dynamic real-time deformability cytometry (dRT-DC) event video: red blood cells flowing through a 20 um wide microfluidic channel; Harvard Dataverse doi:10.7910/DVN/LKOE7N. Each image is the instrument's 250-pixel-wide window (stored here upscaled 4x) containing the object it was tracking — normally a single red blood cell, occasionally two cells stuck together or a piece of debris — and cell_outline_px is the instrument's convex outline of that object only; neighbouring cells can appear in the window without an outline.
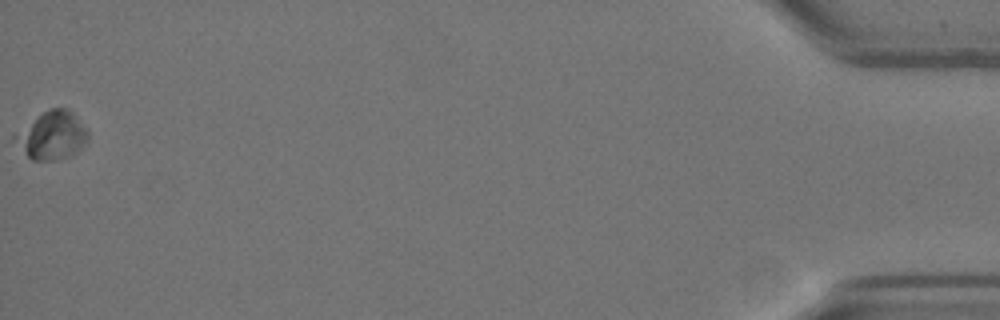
{"species": "Egyptian fruit bat (a non-hibernating species)", "species_latin": "Rousettus aegyptiacus", "temperature_condition": "warm", "stored_images_in_passage": 40, "camera_frame_rate_fps": 3000, "um_per_image_px": 0.085, "animal": {"sex": "female"}, "frame": {"image": 1, "passage_image": 40, "time_ms": 13.0, "image_size_px": [1000, 320], "cell_outline_px": [[88, 140], [76, 152], [68, 156], [48, 160], [32, 160], [12, 140], [12, 136], [48, 108], [68, 108], [88, 128]], "centroid_in_image_um": [4.43, 11.49], "position_along_channel_um": 430.8, "area_um2": 20.17}}